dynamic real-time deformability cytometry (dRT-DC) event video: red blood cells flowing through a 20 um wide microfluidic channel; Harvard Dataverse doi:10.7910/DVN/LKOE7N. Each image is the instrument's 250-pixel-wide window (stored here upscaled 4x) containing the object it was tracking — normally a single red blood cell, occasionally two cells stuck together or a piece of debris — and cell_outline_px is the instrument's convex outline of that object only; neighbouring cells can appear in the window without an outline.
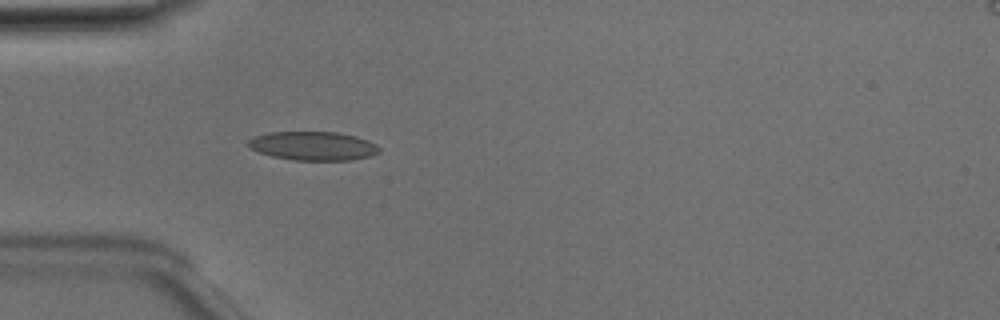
{"species": "Egyptian fruit bat (a non-hibernating species)", "species_latin": "Rousettus aegyptiacus", "temperature_condition": "room temperature", "stored_images_in_passage": 42, "camera_frame_rate_fps": 3000, "um_per_image_px": 0.085, "animal": {"sex": "male"}, "frame": {"image": 1, "passage_image": 14, "time_ms": 4.333, "image_size_px": [1000, 320], "cell_outline_px": [[380, 152], [368, 156], [352, 160], [292, 160], [272, 156], [248, 148], [248, 140], [256, 136], [268, 132], [336, 132], [356, 136], [368, 140], [376, 144], [380, 148]], "centroid_in_image_um": [26.62, 12.4], "position_along_channel_um": 58.4, "area_um2": 21.96}}
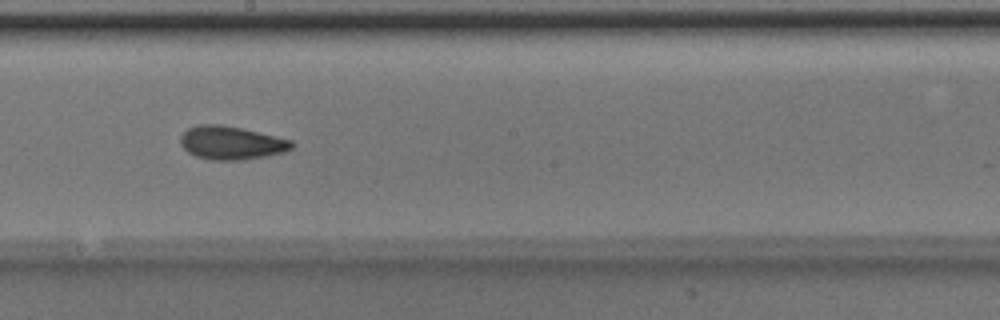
{"frame": {"image": 2, "passage_image": 27, "time_ms": 8.667, "image_size_px": [1000, 320], "cell_outline_px": [[296, 144], [292, 148], [284, 152], [244, 160], [212, 160], [196, 156], [188, 152], [180, 144], [180, 136], [188, 128], [196, 124], [220, 124], [240, 128], [276, 136], [292, 140]], "centroid_in_image_um": [19.65, 12.14], "position_along_channel_um": 228.5, "area_um2": 21.68}}
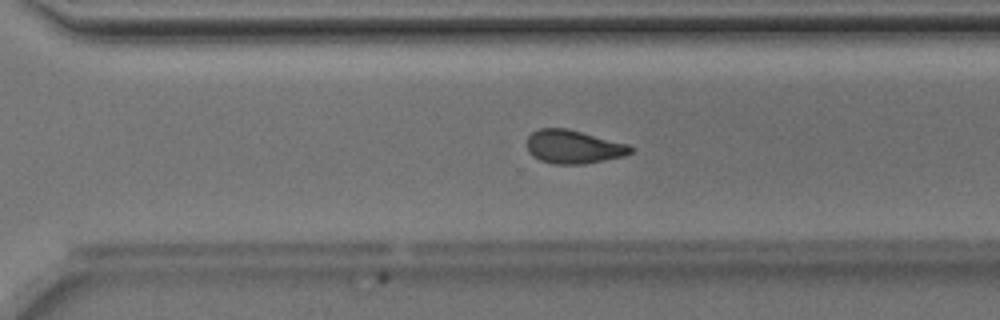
{"frame": {"image": 3, "passage_image": 34, "time_ms": 11.0, "image_size_px": [1000, 320], "cell_outline_px": [[636, 148], [632, 152], [624, 156], [584, 164], [552, 164], [540, 160], [532, 156], [528, 152], [528, 136], [532, 132], [540, 128], [568, 128], [632, 144]], "centroid_in_image_um": [48.8, 12.47], "position_along_channel_um": 321.8, "area_um2": 20.63}, "authors_computed_cell_mechanics": {"area_um2": 21.0392, "velocity_mm_per_s": 4.0167, "shape_relaxation_time_tau1_ms": 5.6167, "shape_relaxation_time_tau2_ms": 3.5447, "deformation_change_tau1": 0.1412, "deformation_change_tau2": 0.0936}}